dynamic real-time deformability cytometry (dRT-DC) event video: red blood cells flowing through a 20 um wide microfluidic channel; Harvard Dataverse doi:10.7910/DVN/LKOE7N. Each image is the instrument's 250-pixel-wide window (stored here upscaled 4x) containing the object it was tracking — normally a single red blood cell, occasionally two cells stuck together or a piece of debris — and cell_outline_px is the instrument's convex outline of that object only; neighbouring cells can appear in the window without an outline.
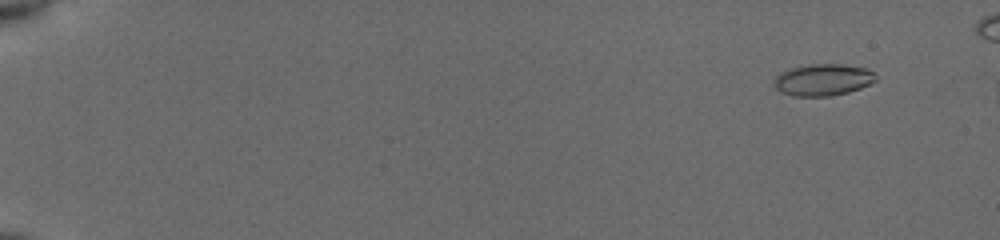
{"species": "common noctule bat (a hibernating species)", "species_latin": "Nyctalus noctula", "temperature_condition": "cold", "stored_images_in_passage": 11, "camera_frame_rate_fps": 3000, "um_per_image_px": 0.085, "animal": {"sex": "female", "body_mass_g": 19.5, "forearm_length_mm": 54.1}, "frame": {"image": 1, "passage_image": 5, "time_ms": 1.333, "image_size_px": [1000, 240], "cell_outline_px": [[876, 80], [860, 88], [848, 92], [832, 96], [792, 96], [780, 92], [776, 88], [772, 80], [780, 72], [788, 68], [808, 64], [840, 64], [868, 68], [876, 76]], "centroid_in_image_um": [69.9, 6.78], "position_along_channel_um": 15.1, "area_um2": 19.02}}